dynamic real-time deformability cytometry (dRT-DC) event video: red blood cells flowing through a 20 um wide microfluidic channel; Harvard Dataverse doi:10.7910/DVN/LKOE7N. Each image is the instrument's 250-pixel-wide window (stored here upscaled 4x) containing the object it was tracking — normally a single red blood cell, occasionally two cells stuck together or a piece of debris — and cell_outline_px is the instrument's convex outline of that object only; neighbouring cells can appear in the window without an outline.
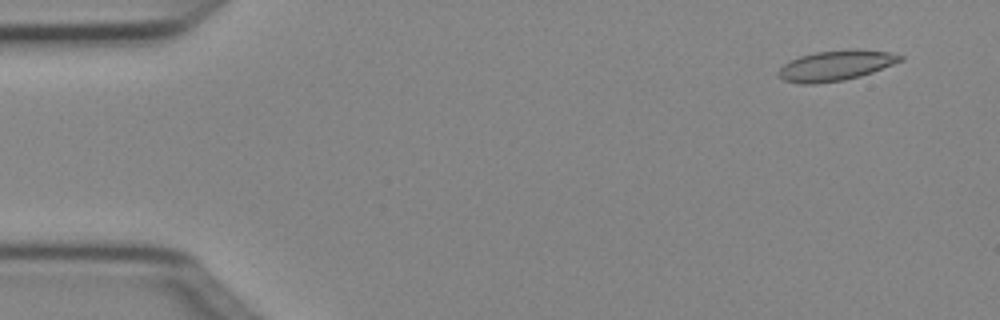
{"species": "Egyptian fruit bat (a non-hibernating species)", "species_latin": "Rousettus aegyptiacus", "temperature_condition": "cold", "stored_images_in_passage": 4, "camera_frame_rate_fps": 3000, "um_per_image_px": 0.085, "animal": {"sex": "female"}, "frame": {"image": 1, "passage_image": 1, "time_ms": 0.0, "image_size_px": [1000, 320], "cell_outline_px": [[904, 60], [872, 72], [860, 76], [844, 80], [812, 84], [800, 84], [784, 80], [776, 76], [776, 72], [784, 64], [800, 56], [816, 52], [888, 52], [904, 56]], "centroid_in_image_um": [70.96, 5.63], "position_along_channel_um": 14.0, "area_um2": 20.52}}
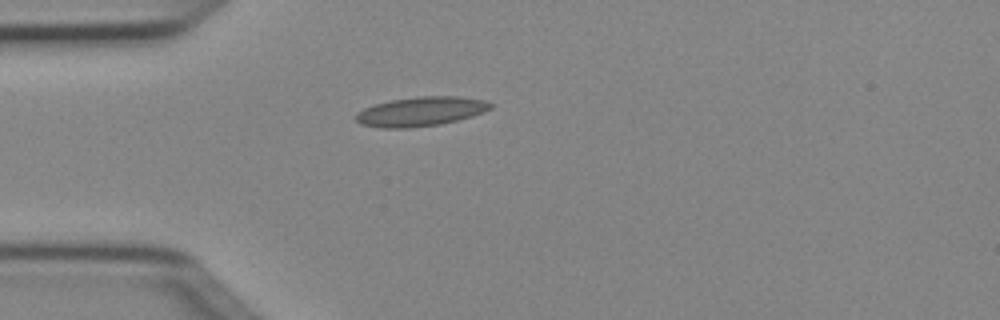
{"frame": {"image": 2, "passage_image": 4, "time_ms": 1.0, "image_size_px": [1000, 320], "cell_outline_px": [[496, 104], [492, 108], [472, 116], [440, 124], [404, 128], [380, 128], [360, 124], [356, 120], [356, 112], [364, 108], [376, 104], [392, 100], [420, 96], [460, 96], [484, 100]], "centroid_in_image_um": [35.78, 9.47], "position_along_channel_um": 49.2, "area_um2": 22.95}}